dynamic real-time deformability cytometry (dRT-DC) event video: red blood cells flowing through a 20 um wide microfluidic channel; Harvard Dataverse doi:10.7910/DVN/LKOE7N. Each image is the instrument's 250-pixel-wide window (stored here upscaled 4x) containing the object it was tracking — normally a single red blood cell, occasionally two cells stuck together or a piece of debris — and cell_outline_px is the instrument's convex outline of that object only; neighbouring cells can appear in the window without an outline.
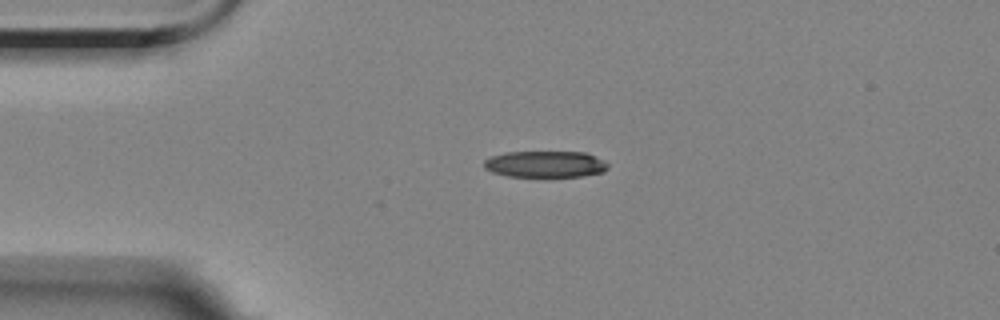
{"species": "Egyptian fruit bat (a non-hibernating species)", "species_latin": "Rousettus aegyptiacus", "temperature_condition": "room temperature", "stored_images_in_passage": 3, "camera_frame_rate_fps": 3000, "um_per_image_px": 0.085, "animal": {"sex": "female"}, "frame": {"image": 1, "passage_image": 1, "time_ms": 0.0, "image_size_px": [1000, 320], "cell_outline_px": [[608, 168], [604, 172], [580, 176], [508, 176], [492, 172], [484, 168], [484, 160], [492, 156], [504, 152], [584, 152], [604, 160], [608, 164]], "centroid_in_image_um": [46.35, 13.95], "position_along_channel_um": 38.7, "area_um2": 19.02}}
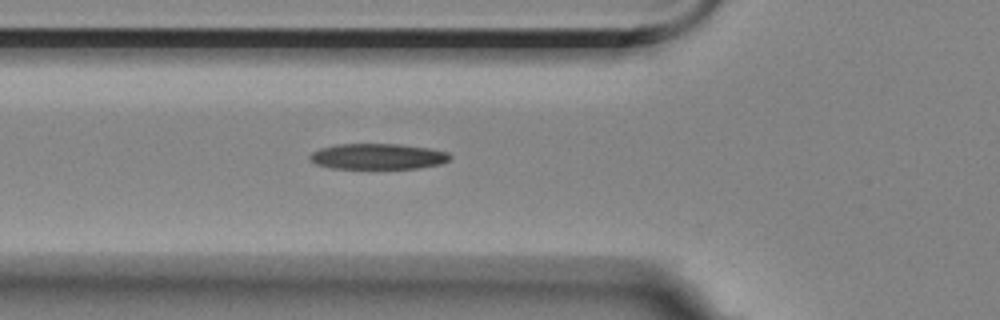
{"frame": {"image": 2, "passage_image": 3, "time_ms": 2.333, "image_size_px": [1000, 320], "cell_outline_px": [[452, 156], [448, 160], [440, 164], [420, 168], [332, 168], [316, 164], [308, 160], [308, 156], [312, 152], [320, 148], [336, 144], [400, 144], [428, 148], [448, 152]], "centroid_in_image_um": [32.09, 13.29], "position_along_channel_um": 93.7, "area_um2": 21.04}}